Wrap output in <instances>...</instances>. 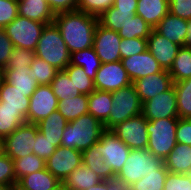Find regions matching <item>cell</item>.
Masks as SVG:
<instances>
[{
    "mask_svg": "<svg viewBox=\"0 0 191 190\" xmlns=\"http://www.w3.org/2000/svg\"><path fill=\"white\" fill-rule=\"evenodd\" d=\"M141 103L153 98L159 93L169 90L174 82L168 70L151 74L132 82Z\"/></svg>",
    "mask_w": 191,
    "mask_h": 190,
    "instance_id": "2e32d148",
    "label": "cell"
},
{
    "mask_svg": "<svg viewBox=\"0 0 191 190\" xmlns=\"http://www.w3.org/2000/svg\"><path fill=\"white\" fill-rule=\"evenodd\" d=\"M169 13V0H138L136 15L141 16L154 29Z\"/></svg>",
    "mask_w": 191,
    "mask_h": 190,
    "instance_id": "44dd1931",
    "label": "cell"
},
{
    "mask_svg": "<svg viewBox=\"0 0 191 190\" xmlns=\"http://www.w3.org/2000/svg\"><path fill=\"white\" fill-rule=\"evenodd\" d=\"M34 53L59 71L70 64L71 54L54 23L45 26Z\"/></svg>",
    "mask_w": 191,
    "mask_h": 190,
    "instance_id": "3957f363",
    "label": "cell"
},
{
    "mask_svg": "<svg viewBox=\"0 0 191 190\" xmlns=\"http://www.w3.org/2000/svg\"><path fill=\"white\" fill-rule=\"evenodd\" d=\"M50 86L59 101L73 98L81 94L77 88H75V85L64 70L57 72Z\"/></svg>",
    "mask_w": 191,
    "mask_h": 190,
    "instance_id": "d590c367",
    "label": "cell"
},
{
    "mask_svg": "<svg viewBox=\"0 0 191 190\" xmlns=\"http://www.w3.org/2000/svg\"><path fill=\"white\" fill-rule=\"evenodd\" d=\"M38 131L36 124L23 123L3 139V152L13 160L29 155Z\"/></svg>",
    "mask_w": 191,
    "mask_h": 190,
    "instance_id": "ba28073f",
    "label": "cell"
},
{
    "mask_svg": "<svg viewBox=\"0 0 191 190\" xmlns=\"http://www.w3.org/2000/svg\"><path fill=\"white\" fill-rule=\"evenodd\" d=\"M173 82L191 78V47L181 46L169 70Z\"/></svg>",
    "mask_w": 191,
    "mask_h": 190,
    "instance_id": "1f68e13d",
    "label": "cell"
},
{
    "mask_svg": "<svg viewBox=\"0 0 191 190\" xmlns=\"http://www.w3.org/2000/svg\"><path fill=\"white\" fill-rule=\"evenodd\" d=\"M151 30L152 28L141 16L135 15L125 23L124 27L120 29L118 34L122 39H147L151 33Z\"/></svg>",
    "mask_w": 191,
    "mask_h": 190,
    "instance_id": "74e56055",
    "label": "cell"
},
{
    "mask_svg": "<svg viewBox=\"0 0 191 190\" xmlns=\"http://www.w3.org/2000/svg\"><path fill=\"white\" fill-rule=\"evenodd\" d=\"M46 25L18 15L3 29L13 43L14 48L34 51Z\"/></svg>",
    "mask_w": 191,
    "mask_h": 190,
    "instance_id": "52a82bcc",
    "label": "cell"
},
{
    "mask_svg": "<svg viewBox=\"0 0 191 190\" xmlns=\"http://www.w3.org/2000/svg\"><path fill=\"white\" fill-rule=\"evenodd\" d=\"M168 170L165 165L144 175V177L129 187V190H163Z\"/></svg>",
    "mask_w": 191,
    "mask_h": 190,
    "instance_id": "ab89813d",
    "label": "cell"
},
{
    "mask_svg": "<svg viewBox=\"0 0 191 190\" xmlns=\"http://www.w3.org/2000/svg\"><path fill=\"white\" fill-rule=\"evenodd\" d=\"M179 118H191V78L174 82Z\"/></svg>",
    "mask_w": 191,
    "mask_h": 190,
    "instance_id": "e575fe53",
    "label": "cell"
},
{
    "mask_svg": "<svg viewBox=\"0 0 191 190\" xmlns=\"http://www.w3.org/2000/svg\"><path fill=\"white\" fill-rule=\"evenodd\" d=\"M142 114V103L133 84L112 92V108L108 119L103 123L105 130Z\"/></svg>",
    "mask_w": 191,
    "mask_h": 190,
    "instance_id": "8992f818",
    "label": "cell"
},
{
    "mask_svg": "<svg viewBox=\"0 0 191 190\" xmlns=\"http://www.w3.org/2000/svg\"><path fill=\"white\" fill-rule=\"evenodd\" d=\"M145 50H147V39L124 38L121 40V43H120L121 59L140 54L144 52Z\"/></svg>",
    "mask_w": 191,
    "mask_h": 190,
    "instance_id": "7bdbcfd3",
    "label": "cell"
},
{
    "mask_svg": "<svg viewBox=\"0 0 191 190\" xmlns=\"http://www.w3.org/2000/svg\"><path fill=\"white\" fill-rule=\"evenodd\" d=\"M86 190H109V180H102L95 186H91L89 189Z\"/></svg>",
    "mask_w": 191,
    "mask_h": 190,
    "instance_id": "9f6ffc18",
    "label": "cell"
},
{
    "mask_svg": "<svg viewBox=\"0 0 191 190\" xmlns=\"http://www.w3.org/2000/svg\"><path fill=\"white\" fill-rule=\"evenodd\" d=\"M54 14L77 10L78 0H46Z\"/></svg>",
    "mask_w": 191,
    "mask_h": 190,
    "instance_id": "f5cc1de1",
    "label": "cell"
},
{
    "mask_svg": "<svg viewBox=\"0 0 191 190\" xmlns=\"http://www.w3.org/2000/svg\"><path fill=\"white\" fill-rule=\"evenodd\" d=\"M82 164V152L76 149L59 146L46 160V169L60 182Z\"/></svg>",
    "mask_w": 191,
    "mask_h": 190,
    "instance_id": "5bb4252c",
    "label": "cell"
},
{
    "mask_svg": "<svg viewBox=\"0 0 191 190\" xmlns=\"http://www.w3.org/2000/svg\"><path fill=\"white\" fill-rule=\"evenodd\" d=\"M121 62L132 82L163 70L148 50L128 58H123Z\"/></svg>",
    "mask_w": 191,
    "mask_h": 190,
    "instance_id": "ac0fdd59",
    "label": "cell"
},
{
    "mask_svg": "<svg viewBox=\"0 0 191 190\" xmlns=\"http://www.w3.org/2000/svg\"><path fill=\"white\" fill-rule=\"evenodd\" d=\"M26 122V118L20 111L5 107L3 101H0V137L2 139Z\"/></svg>",
    "mask_w": 191,
    "mask_h": 190,
    "instance_id": "d6a6232c",
    "label": "cell"
},
{
    "mask_svg": "<svg viewBox=\"0 0 191 190\" xmlns=\"http://www.w3.org/2000/svg\"><path fill=\"white\" fill-rule=\"evenodd\" d=\"M113 3L114 0H78L77 10L99 17Z\"/></svg>",
    "mask_w": 191,
    "mask_h": 190,
    "instance_id": "ee69618b",
    "label": "cell"
},
{
    "mask_svg": "<svg viewBox=\"0 0 191 190\" xmlns=\"http://www.w3.org/2000/svg\"><path fill=\"white\" fill-rule=\"evenodd\" d=\"M180 47L178 44L160 35L154 29L151 30L147 38V50L164 70H170Z\"/></svg>",
    "mask_w": 191,
    "mask_h": 190,
    "instance_id": "e0dca14e",
    "label": "cell"
},
{
    "mask_svg": "<svg viewBox=\"0 0 191 190\" xmlns=\"http://www.w3.org/2000/svg\"><path fill=\"white\" fill-rule=\"evenodd\" d=\"M29 70L30 68L4 69V80L21 92H29L31 97L39 85L28 75Z\"/></svg>",
    "mask_w": 191,
    "mask_h": 190,
    "instance_id": "f546056e",
    "label": "cell"
},
{
    "mask_svg": "<svg viewBox=\"0 0 191 190\" xmlns=\"http://www.w3.org/2000/svg\"><path fill=\"white\" fill-rule=\"evenodd\" d=\"M112 108V92L94 90L88 95V113L104 123Z\"/></svg>",
    "mask_w": 191,
    "mask_h": 190,
    "instance_id": "4316f807",
    "label": "cell"
},
{
    "mask_svg": "<svg viewBox=\"0 0 191 190\" xmlns=\"http://www.w3.org/2000/svg\"><path fill=\"white\" fill-rule=\"evenodd\" d=\"M136 15V12L118 11L113 5L98 17V23L104 28L119 32L125 23Z\"/></svg>",
    "mask_w": 191,
    "mask_h": 190,
    "instance_id": "836d02e7",
    "label": "cell"
},
{
    "mask_svg": "<svg viewBox=\"0 0 191 190\" xmlns=\"http://www.w3.org/2000/svg\"><path fill=\"white\" fill-rule=\"evenodd\" d=\"M50 190H68V189L66 188V185L63 182H60L53 189Z\"/></svg>",
    "mask_w": 191,
    "mask_h": 190,
    "instance_id": "680465c9",
    "label": "cell"
},
{
    "mask_svg": "<svg viewBox=\"0 0 191 190\" xmlns=\"http://www.w3.org/2000/svg\"><path fill=\"white\" fill-rule=\"evenodd\" d=\"M70 64L82 67L85 74L95 80L97 70L101 66V61L93 47L73 52L70 56Z\"/></svg>",
    "mask_w": 191,
    "mask_h": 190,
    "instance_id": "83f0119b",
    "label": "cell"
},
{
    "mask_svg": "<svg viewBox=\"0 0 191 190\" xmlns=\"http://www.w3.org/2000/svg\"><path fill=\"white\" fill-rule=\"evenodd\" d=\"M17 182L13 159L4 152L0 154V184L11 185Z\"/></svg>",
    "mask_w": 191,
    "mask_h": 190,
    "instance_id": "7dc6e473",
    "label": "cell"
},
{
    "mask_svg": "<svg viewBox=\"0 0 191 190\" xmlns=\"http://www.w3.org/2000/svg\"><path fill=\"white\" fill-rule=\"evenodd\" d=\"M18 15L47 25L55 18L46 0H18Z\"/></svg>",
    "mask_w": 191,
    "mask_h": 190,
    "instance_id": "ffe728a7",
    "label": "cell"
},
{
    "mask_svg": "<svg viewBox=\"0 0 191 190\" xmlns=\"http://www.w3.org/2000/svg\"><path fill=\"white\" fill-rule=\"evenodd\" d=\"M187 46L191 47V20L189 21V31L187 34Z\"/></svg>",
    "mask_w": 191,
    "mask_h": 190,
    "instance_id": "91938a15",
    "label": "cell"
},
{
    "mask_svg": "<svg viewBox=\"0 0 191 190\" xmlns=\"http://www.w3.org/2000/svg\"><path fill=\"white\" fill-rule=\"evenodd\" d=\"M147 121L144 115L140 114L117 124L111 130L131 150L147 148Z\"/></svg>",
    "mask_w": 191,
    "mask_h": 190,
    "instance_id": "9c48e42d",
    "label": "cell"
},
{
    "mask_svg": "<svg viewBox=\"0 0 191 190\" xmlns=\"http://www.w3.org/2000/svg\"><path fill=\"white\" fill-rule=\"evenodd\" d=\"M104 131V124L92 114L81 115L68 122L62 135L61 146L83 152L99 141Z\"/></svg>",
    "mask_w": 191,
    "mask_h": 190,
    "instance_id": "7a4b0ae2",
    "label": "cell"
},
{
    "mask_svg": "<svg viewBox=\"0 0 191 190\" xmlns=\"http://www.w3.org/2000/svg\"><path fill=\"white\" fill-rule=\"evenodd\" d=\"M13 50V43L7 36L5 30L3 28H0V68H5Z\"/></svg>",
    "mask_w": 191,
    "mask_h": 190,
    "instance_id": "f907efd6",
    "label": "cell"
},
{
    "mask_svg": "<svg viewBox=\"0 0 191 190\" xmlns=\"http://www.w3.org/2000/svg\"><path fill=\"white\" fill-rule=\"evenodd\" d=\"M10 189H11V185L0 184V190H10Z\"/></svg>",
    "mask_w": 191,
    "mask_h": 190,
    "instance_id": "94428289",
    "label": "cell"
},
{
    "mask_svg": "<svg viewBox=\"0 0 191 190\" xmlns=\"http://www.w3.org/2000/svg\"><path fill=\"white\" fill-rule=\"evenodd\" d=\"M10 190H28L27 188L23 187L20 183L14 182L11 184Z\"/></svg>",
    "mask_w": 191,
    "mask_h": 190,
    "instance_id": "6f0895ef",
    "label": "cell"
},
{
    "mask_svg": "<svg viewBox=\"0 0 191 190\" xmlns=\"http://www.w3.org/2000/svg\"><path fill=\"white\" fill-rule=\"evenodd\" d=\"M164 165V159L156 157L149 149H134L130 151L115 180L129 188L142 179L144 175L154 172V170L160 169Z\"/></svg>",
    "mask_w": 191,
    "mask_h": 190,
    "instance_id": "277c9868",
    "label": "cell"
},
{
    "mask_svg": "<svg viewBox=\"0 0 191 190\" xmlns=\"http://www.w3.org/2000/svg\"><path fill=\"white\" fill-rule=\"evenodd\" d=\"M82 164L93 170L102 180H115L113 169L105 164V158L98 151V141L82 152Z\"/></svg>",
    "mask_w": 191,
    "mask_h": 190,
    "instance_id": "d4e9b609",
    "label": "cell"
},
{
    "mask_svg": "<svg viewBox=\"0 0 191 190\" xmlns=\"http://www.w3.org/2000/svg\"><path fill=\"white\" fill-rule=\"evenodd\" d=\"M142 114L150 120L178 117L177 96L174 85L167 91L142 103Z\"/></svg>",
    "mask_w": 191,
    "mask_h": 190,
    "instance_id": "7c38bea8",
    "label": "cell"
},
{
    "mask_svg": "<svg viewBox=\"0 0 191 190\" xmlns=\"http://www.w3.org/2000/svg\"><path fill=\"white\" fill-rule=\"evenodd\" d=\"M57 26L70 54L93 46L98 17L74 10L55 14Z\"/></svg>",
    "mask_w": 191,
    "mask_h": 190,
    "instance_id": "6da1fadb",
    "label": "cell"
},
{
    "mask_svg": "<svg viewBox=\"0 0 191 190\" xmlns=\"http://www.w3.org/2000/svg\"><path fill=\"white\" fill-rule=\"evenodd\" d=\"M14 172L16 180L25 175L37 172L46 168V161L42 158H39L36 154L30 153L27 156H24L19 159H14Z\"/></svg>",
    "mask_w": 191,
    "mask_h": 190,
    "instance_id": "8d00e7d4",
    "label": "cell"
},
{
    "mask_svg": "<svg viewBox=\"0 0 191 190\" xmlns=\"http://www.w3.org/2000/svg\"><path fill=\"white\" fill-rule=\"evenodd\" d=\"M59 100L50 85H39L30 97L27 123L37 124L57 110Z\"/></svg>",
    "mask_w": 191,
    "mask_h": 190,
    "instance_id": "4fadbf2b",
    "label": "cell"
},
{
    "mask_svg": "<svg viewBox=\"0 0 191 190\" xmlns=\"http://www.w3.org/2000/svg\"><path fill=\"white\" fill-rule=\"evenodd\" d=\"M64 71L81 94L90 95L95 90L94 81L85 74L82 67L69 64Z\"/></svg>",
    "mask_w": 191,
    "mask_h": 190,
    "instance_id": "60d3db41",
    "label": "cell"
},
{
    "mask_svg": "<svg viewBox=\"0 0 191 190\" xmlns=\"http://www.w3.org/2000/svg\"><path fill=\"white\" fill-rule=\"evenodd\" d=\"M98 151L105 158V164L111 167L117 175L131 149L112 130H105L98 141Z\"/></svg>",
    "mask_w": 191,
    "mask_h": 190,
    "instance_id": "30bf717a",
    "label": "cell"
},
{
    "mask_svg": "<svg viewBox=\"0 0 191 190\" xmlns=\"http://www.w3.org/2000/svg\"><path fill=\"white\" fill-rule=\"evenodd\" d=\"M175 136L177 143L191 146V118H178Z\"/></svg>",
    "mask_w": 191,
    "mask_h": 190,
    "instance_id": "816d5d0a",
    "label": "cell"
},
{
    "mask_svg": "<svg viewBox=\"0 0 191 190\" xmlns=\"http://www.w3.org/2000/svg\"><path fill=\"white\" fill-rule=\"evenodd\" d=\"M4 80V69L0 68V85Z\"/></svg>",
    "mask_w": 191,
    "mask_h": 190,
    "instance_id": "6125c7cd",
    "label": "cell"
},
{
    "mask_svg": "<svg viewBox=\"0 0 191 190\" xmlns=\"http://www.w3.org/2000/svg\"><path fill=\"white\" fill-rule=\"evenodd\" d=\"M121 40L122 38L119 36L118 32L104 28L99 23L97 24L92 47L101 63L121 61Z\"/></svg>",
    "mask_w": 191,
    "mask_h": 190,
    "instance_id": "9a60e30c",
    "label": "cell"
},
{
    "mask_svg": "<svg viewBox=\"0 0 191 190\" xmlns=\"http://www.w3.org/2000/svg\"><path fill=\"white\" fill-rule=\"evenodd\" d=\"M169 12L179 18L191 20V0H169Z\"/></svg>",
    "mask_w": 191,
    "mask_h": 190,
    "instance_id": "681fc988",
    "label": "cell"
},
{
    "mask_svg": "<svg viewBox=\"0 0 191 190\" xmlns=\"http://www.w3.org/2000/svg\"><path fill=\"white\" fill-rule=\"evenodd\" d=\"M163 190H191V174L168 172Z\"/></svg>",
    "mask_w": 191,
    "mask_h": 190,
    "instance_id": "f6af8a7d",
    "label": "cell"
},
{
    "mask_svg": "<svg viewBox=\"0 0 191 190\" xmlns=\"http://www.w3.org/2000/svg\"><path fill=\"white\" fill-rule=\"evenodd\" d=\"M57 110L68 122L77 119L88 113V95L80 94L73 98L60 100Z\"/></svg>",
    "mask_w": 191,
    "mask_h": 190,
    "instance_id": "4dcf8cb0",
    "label": "cell"
},
{
    "mask_svg": "<svg viewBox=\"0 0 191 190\" xmlns=\"http://www.w3.org/2000/svg\"><path fill=\"white\" fill-rule=\"evenodd\" d=\"M164 163L170 173L191 174V146L177 143Z\"/></svg>",
    "mask_w": 191,
    "mask_h": 190,
    "instance_id": "7402d4cb",
    "label": "cell"
},
{
    "mask_svg": "<svg viewBox=\"0 0 191 190\" xmlns=\"http://www.w3.org/2000/svg\"><path fill=\"white\" fill-rule=\"evenodd\" d=\"M0 101L3 106L20 111L26 118L29 110V92H21L5 80L0 85Z\"/></svg>",
    "mask_w": 191,
    "mask_h": 190,
    "instance_id": "603a6c76",
    "label": "cell"
},
{
    "mask_svg": "<svg viewBox=\"0 0 191 190\" xmlns=\"http://www.w3.org/2000/svg\"><path fill=\"white\" fill-rule=\"evenodd\" d=\"M67 124L68 121L56 110L36 125L40 133L46 136L49 141L53 142L54 146L59 147L61 146L62 135Z\"/></svg>",
    "mask_w": 191,
    "mask_h": 190,
    "instance_id": "cb8c5ba5",
    "label": "cell"
},
{
    "mask_svg": "<svg viewBox=\"0 0 191 190\" xmlns=\"http://www.w3.org/2000/svg\"><path fill=\"white\" fill-rule=\"evenodd\" d=\"M138 0H114L113 6L118 11L136 12Z\"/></svg>",
    "mask_w": 191,
    "mask_h": 190,
    "instance_id": "db71d44e",
    "label": "cell"
},
{
    "mask_svg": "<svg viewBox=\"0 0 191 190\" xmlns=\"http://www.w3.org/2000/svg\"><path fill=\"white\" fill-rule=\"evenodd\" d=\"M18 16V0H0V28H4Z\"/></svg>",
    "mask_w": 191,
    "mask_h": 190,
    "instance_id": "c3c4849f",
    "label": "cell"
},
{
    "mask_svg": "<svg viewBox=\"0 0 191 190\" xmlns=\"http://www.w3.org/2000/svg\"><path fill=\"white\" fill-rule=\"evenodd\" d=\"M102 179L93 170L81 164L63 181L68 190H86L95 186Z\"/></svg>",
    "mask_w": 191,
    "mask_h": 190,
    "instance_id": "484cf974",
    "label": "cell"
},
{
    "mask_svg": "<svg viewBox=\"0 0 191 190\" xmlns=\"http://www.w3.org/2000/svg\"><path fill=\"white\" fill-rule=\"evenodd\" d=\"M179 117L147 121L148 146L156 157L165 159L177 144L176 128Z\"/></svg>",
    "mask_w": 191,
    "mask_h": 190,
    "instance_id": "5b68a950",
    "label": "cell"
},
{
    "mask_svg": "<svg viewBox=\"0 0 191 190\" xmlns=\"http://www.w3.org/2000/svg\"><path fill=\"white\" fill-rule=\"evenodd\" d=\"M109 190H129V188L116 180H109Z\"/></svg>",
    "mask_w": 191,
    "mask_h": 190,
    "instance_id": "11a10c76",
    "label": "cell"
},
{
    "mask_svg": "<svg viewBox=\"0 0 191 190\" xmlns=\"http://www.w3.org/2000/svg\"><path fill=\"white\" fill-rule=\"evenodd\" d=\"M56 146L49 141L40 131L36 133L32 153L45 161L56 151Z\"/></svg>",
    "mask_w": 191,
    "mask_h": 190,
    "instance_id": "bcb514c9",
    "label": "cell"
},
{
    "mask_svg": "<svg viewBox=\"0 0 191 190\" xmlns=\"http://www.w3.org/2000/svg\"><path fill=\"white\" fill-rule=\"evenodd\" d=\"M156 32L179 46L187 45L189 21L172 15L170 12L156 25Z\"/></svg>",
    "mask_w": 191,
    "mask_h": 190,
    "instance_id": "d6986e66",
    "label": "cell"
},
{
    "mask_svg": "<svg viewBox=\"0 0 191 190\" xmlns=\"http://www.w3.org/2000/svg\"><path fill=\"white\" fill-rule=\"evenodd\" d=\"M17 182L28 190H50L60 183V181L46 168L25 175Z\"/></svg>",
    "mask_w": 191,
    "mask_h": 190,
    "instance_id": "f1b7e54d",
    "label": "cell"
},
{
    "mask_svg": "<svg viewBox=\"0 0 191 190\" xmlns=\"http://www.w3.org/2000/svg\"><path fill=\"white\" fill-rule=\"evenodd\" d=\"M58 71L45 60L35 56L33 63L30 65L28 75L33 80H36L38 85H50Z\"/></svg>",
    "mask_w": 191,
    "mask_h": 190,
    "instance_id": "f35d334b",
    "label": "cell"
},
{
    "mask_svg": "<svg viewBox=\"0 0 191 190\" xmlns=\"http://www.w3.org/2000/svg\"><path fill=\"white\" fill-rule=\"evenodd\" d=\"M132 84L121 61L101 63L94 86L96 90L114 92Z\"/></svg>",
    "mask_w": 191,
    "mask_h": 190,
    "instance_id": "8fae6325",
    "label": "cell"
},
{
    "mask_svg": "<svg viewBox=\"0 0 191 190\" xmlns=\"http://www.w3.org/2000/svg\"><path fill=\"white\" fill-rule=\"evenodd\" d=\"M34 58V51L25 48H14L4 69L30 68Z\"/></svg>",
    "mask_w": 191,
    "mask_h": 190,
    "instance_id": "b9f144b4",
    "label": "cell"
},
{
    "mask_svg": "<svg viewBox=\"0 0 191 190\" xmlns=\"http://www.w3.org/2000/svg\"><path fill=\"white\" fill-rule=\"evenodd\" d=\"M3 152V139L0 137V154Z\"/></svg>",
    "mask_w": 191,
    "mask_h": 190,
    "instance_id": "be15d7a7",
    "label": "cell"
}]
</instances>
